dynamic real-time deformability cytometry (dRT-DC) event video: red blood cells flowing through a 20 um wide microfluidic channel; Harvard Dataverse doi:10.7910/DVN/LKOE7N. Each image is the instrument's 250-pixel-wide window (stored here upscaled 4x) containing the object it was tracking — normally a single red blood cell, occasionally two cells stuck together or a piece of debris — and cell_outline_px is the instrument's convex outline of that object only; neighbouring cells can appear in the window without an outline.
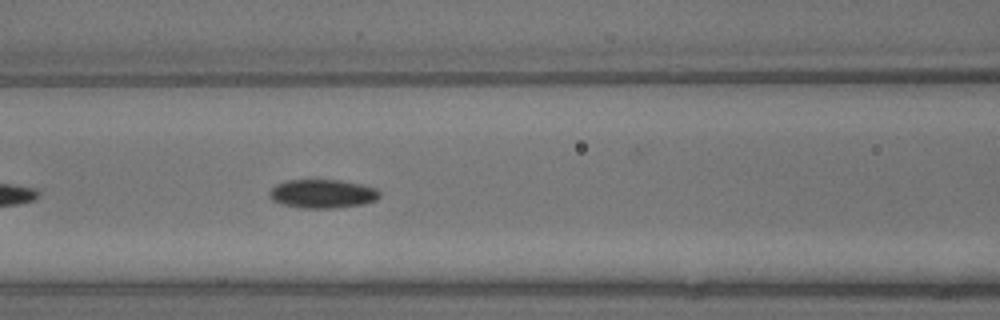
{"species": "common noctule bat (a hibernating species)", "species_latin": "Nyctalus noctula", "temperature_condition": "warm", "stored_images_in_passage": 10, "segment_of_instrument_passage": [2, 3], "camera_frame_rate_fps": 3000, "um_per_image_px": 0.085, "animal": {"sex": "male", "body_mass_g": 13.3}, "frame": {"image": 1, "passage_image": 9, "time_ms": 2.667, "image_size_px": [1000, 320], "cell_outline_px": [[380, 196], [376, 200], [364, 204], [332, 208], [300, 208], [280, 204], [272, 200], [268, 196], [268, 192], [276, 184], [288, 180], [340, 180], [360, 184], [376, 188], [380, 192]], "centroid_in_image_um": [27.39, 16.47], "position_along_channel_um": 139.2, "area_um2": 18.55}}